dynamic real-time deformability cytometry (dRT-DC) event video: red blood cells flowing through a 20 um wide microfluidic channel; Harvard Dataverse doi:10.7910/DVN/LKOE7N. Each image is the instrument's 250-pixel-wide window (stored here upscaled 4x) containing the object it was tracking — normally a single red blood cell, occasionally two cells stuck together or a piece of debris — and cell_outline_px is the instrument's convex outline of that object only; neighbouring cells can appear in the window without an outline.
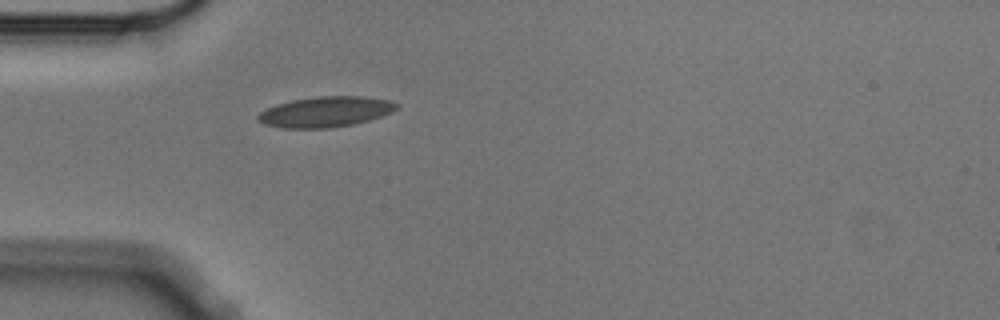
{"species": "Egyptian fruit bat (a non-hibernating species)", "species_latin": "Rousettus aegyptiacus", "temperature_condition": "cold", "stored_images_in_passage": 6, "camera_frame_rate_fps": 3000, "um_per_image_px": 0.085, "animal": {"sex": "male"}, "frame": {"image": 1, "passage_image": 6, "time_ms": 1.667, "image_size_px": [1000, 320], "cell_outline_px": [[400, 104], [392, 112], [368, 120], [352, 124], [332, 128], [280, 128], [264, 124], [256, 120], [256, 116], [260, 112], [276, 104], [292, 100], [320, 96], [364, 96], [388, 100]], "centroid_in_image_um": [27.64, 9.51], "position_along_channel_um": 57.4, "area_um2": 24.62}}